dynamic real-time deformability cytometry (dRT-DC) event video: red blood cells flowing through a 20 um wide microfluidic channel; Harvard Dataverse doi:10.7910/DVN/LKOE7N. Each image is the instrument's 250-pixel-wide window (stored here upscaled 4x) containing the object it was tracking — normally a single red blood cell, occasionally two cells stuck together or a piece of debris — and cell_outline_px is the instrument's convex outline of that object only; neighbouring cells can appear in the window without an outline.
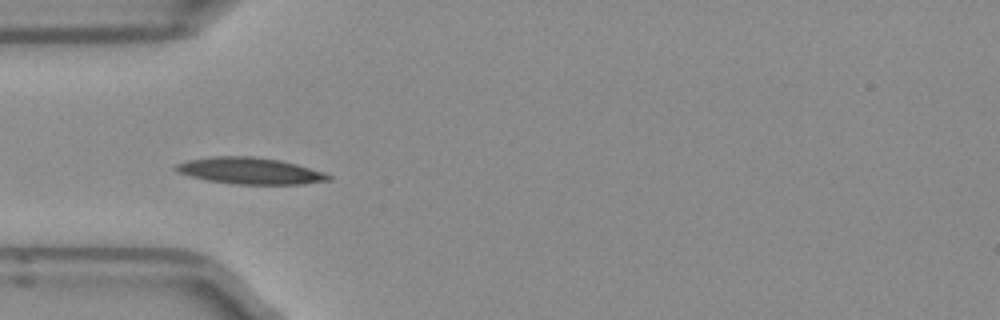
{"species": "Egyptian fruit bat (a non-hibernating species)", "species_latin": "Rousettus aegyptiacus", "temperature_condition": "room temperature", "stored_images_in_passage": 43, "camera_frame_rate_fps": 3000, "um_per_image_px": 0.085, "frame": {"image": 1, "passage_image": 7, "time_ms": 2.0, "image_size_px": [1000, 320], "cell_outline_px": [[332, 180], [304, 184], [236, 184], [208, 180], [192, 176], [180, 172], [172, 168], [176, 164], [188, 160], [212, 156], [252, 156], [280, 160], [296, 164], [324, 172], [332, 176]], "centroid_in_image_um": [21.29, 14.52], "position_along_channel_um": 63.7, "area_um2": 23.47}}
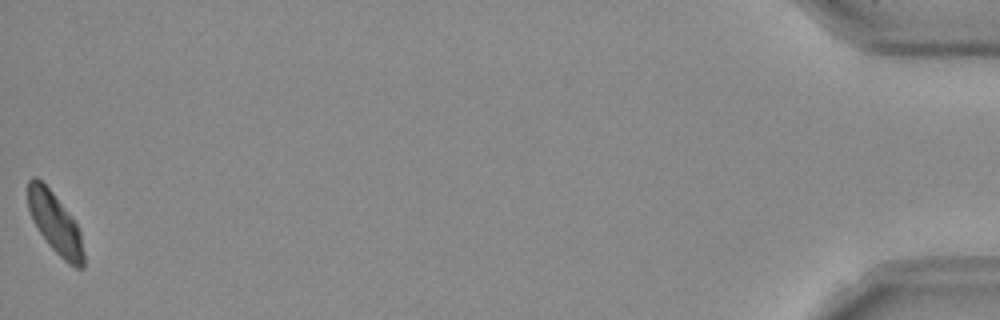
{"frame": {"image": 2, "passage_image": 43, "time_ms": 14.0, "image_size_px": [1000, 320], "cell_outline_px": [[84, 268], [76, 268], [68, 264], [48, 244], [32, 220], [28, 208], [28, 180], [32, 176], [36, 176], [52, 192], [72, 216], [80, 232], [84, 252]], "centroid_in_image_um": [4.69, 18.98], "position_along_channel_um": 430.5, "area_um2": 19.65}, "authors_computed_cell_mechanics": {"area_um2": 21.1548, "velocity_mm_per_s": 3.9223, "shape_relaxation_time_tau1_ms": 4.1496, "shape_relaxation_time_tau2_ms": 3.5849, "deformation_change_tau1": 0.1386, "deformation_change_tau2": 0.0795}}